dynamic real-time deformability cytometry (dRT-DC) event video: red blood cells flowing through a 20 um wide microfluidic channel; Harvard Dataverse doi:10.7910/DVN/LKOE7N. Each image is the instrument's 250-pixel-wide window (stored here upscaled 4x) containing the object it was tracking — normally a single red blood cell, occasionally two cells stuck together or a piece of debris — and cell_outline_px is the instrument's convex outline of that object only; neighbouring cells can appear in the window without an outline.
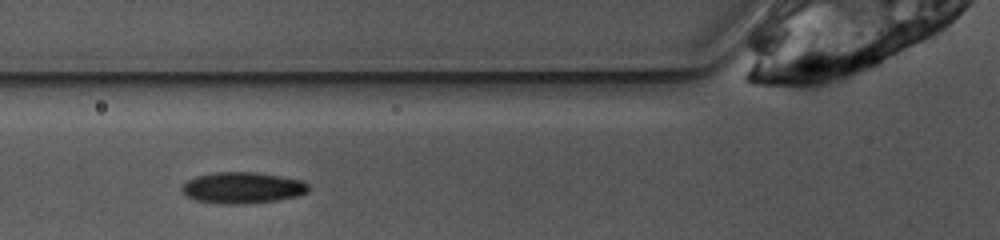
{"species": "common noctule bat (a hibernating species)", "species_latin": "Nyctalus noctula", "temperature_condition": "warm", "stored_images_in_passage": 24, "camera_frame_rate_fps": 3000, "um_per_image_px": 0.085, "animal": {"sex": "female", "body_mass_g": 10.0, "forearm_length_mm": 53.1}, "frame": {"image": 1, "passage_image": 4, "time_ms": 1.0, "image_size_px": [1000, 240], "cell_outline_px": [[308, 192], [300, 196], [276, 200], [244, 204], [224, 204], [196, 200], [188, 196], [180, 188], [188, 180], [196, 176], [216, 172], [256, 172], [304, 180], [308, 184]], "centroid_in_image_um": [20.66, 15.96], "position_along_channel_um": 105.1, "area_um2": 23.06}}
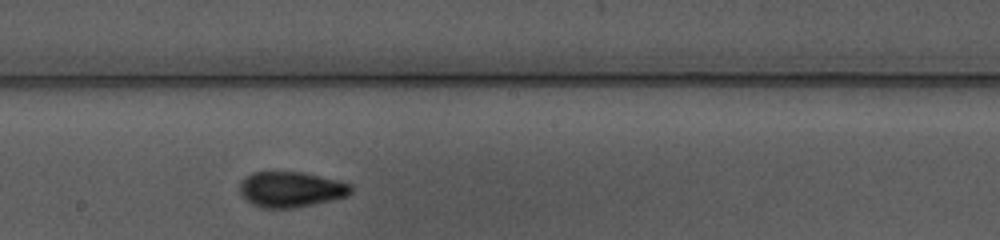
{"frame": {"image": 2, "passage_image": 13, "time_ms": 4.0, "image_size_px": [1000, 240], "cell_outline_px": [[352, 192], [348, 196], [332, 200], [292, 208], [264, 208], [252, 204], [244, 200], [240, 192], [240, 184], [244, 176], [252, 172], [304, 172], [352, 184]], "centroid_in_image_um": [24.71, 16.09], "position_along_channel_um": 223.5, "area_um2": 23.12}}
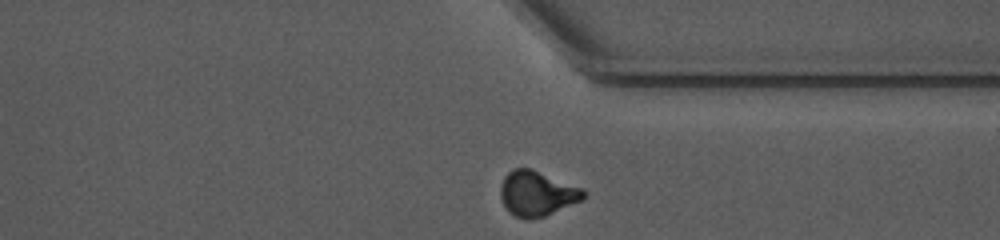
{"frame": {"image": 3, "passage_image": 24, "time_ms": 7.667, "image_size_px": [1000, 240], "cell_outline_px": [[584, 200], [544, 216], [528, 220], [524, 220], [508, 212], [500, 196], [500, 188], [504, 176], [512, 168], [532, 168], [584, 188]], "centroid_in_image_um": [45.65, 16.44], "position_along_channel_um": 365.8, "area_um2": 22.08}, "authors_computed_cell_mechanics": {"area_um2": 22.542, "velocity_mm_per_s": 3.93, "shape_relaxation_time_tau1_ms": 3.745, "shape_relaxation_time_tau2_ms": 1.8367, "deformation_change_tau1": 0.1556, "deformation_change_tau2": 0.0489}}